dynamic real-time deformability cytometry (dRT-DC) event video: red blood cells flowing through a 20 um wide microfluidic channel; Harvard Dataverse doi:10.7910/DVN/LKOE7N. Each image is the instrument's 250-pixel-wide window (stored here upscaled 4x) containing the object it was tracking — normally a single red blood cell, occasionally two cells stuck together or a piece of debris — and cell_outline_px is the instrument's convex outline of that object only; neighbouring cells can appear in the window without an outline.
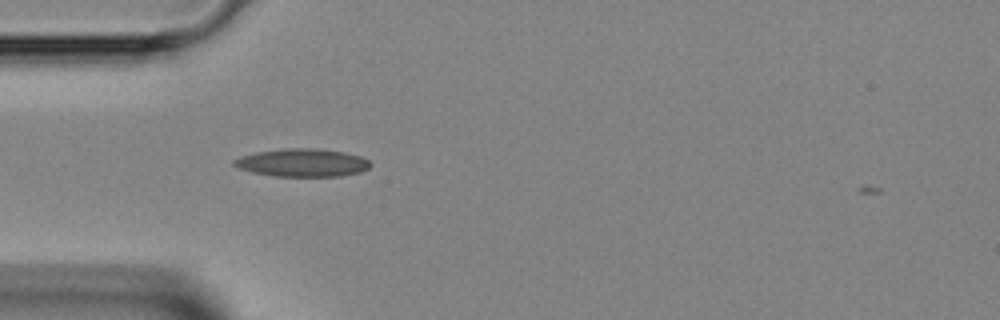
{"species": "Egyptian fruit bat (a non-hibernating species)", "species_latin": "Rousettus aegyptiacus", "temperature_condition": "room temperature", "stored_images_in_passage": 2, "camera_frame_rate_fps": 3000, "um_per_image_px": 0.085, "animal": {"sex": "female"}, "frame": {"image": 1, "passage_image": 1, "time_ms": 0.0, "image_size_px": [1000, 320], "cell_outline_px": [[372, 164], [368, 168], [360, 172], [340, 176], [272, 176], [252, 172], [240, 168], [232, 164], [232, 160], [240, 156], [256, 152], [288, 148], [316, 148], [344, 152], [360, 156], [368, 160]], "centroid_in_image_um": [25.69, 13.83], "position_along_channel_um": 59.3, "area_um2": 22.2}}